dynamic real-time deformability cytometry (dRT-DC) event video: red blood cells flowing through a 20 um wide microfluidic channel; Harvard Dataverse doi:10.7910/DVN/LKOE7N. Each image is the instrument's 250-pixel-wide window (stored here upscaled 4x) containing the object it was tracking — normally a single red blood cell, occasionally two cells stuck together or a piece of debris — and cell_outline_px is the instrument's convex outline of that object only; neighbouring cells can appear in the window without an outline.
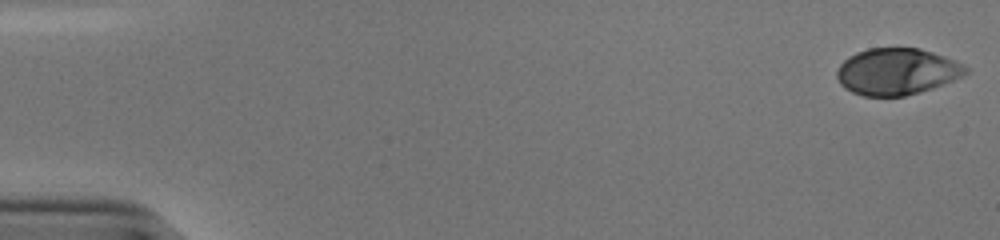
{"species": "human", "species_latin": "Homo sapiens", "temperature_condition": "cold", "stored_images_in_passage": 47, "camera_frame_rate_fps": 3000, "um_per_image_px": 0.085, "donor": {"sex": "male"}, "frame": {"image": 1, "passage_image": 1, "time_ms": 0.0, "image_size_px": [1000, 240], "cell_outline_px": [[968, 72], [952, 80], [932, 88], [920, 92], [904, 96], [864, 96], [852, 92], [844, 88], [840, 84], [836, 76], [836, 72], [840, 64], [848, 56], [856, 52], [868, 48], [920, 48], [956, 60], [964, 64], [968, 68]], "centroid_in_image_um": [76.2, 6.07], "position_along_channel_um": 8.8, "area_um2": 35.03}}
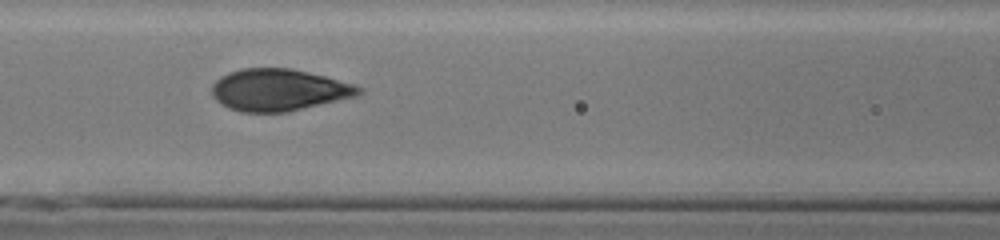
{"frame": {"image": 2, "passage_image": 24, "time_ms": 7.667, "image_size_px": [1000, 240], "cell_outline_px": [[364, 92], [360, 96], [288, 112], [240, 112], [228, 108], [220, 104], [212, 96], [212, 84], [220, 76], [228, 72], [240, 68], [292, 68], [356, 84], [364, 88]], "centroid_in_image_um": [23.73, 7.65], "position_along_channel_um": 142.9, "area_um2": 36.47}}
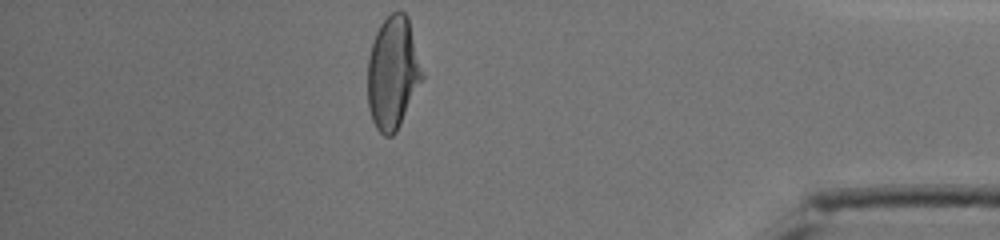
{"frame": {"image": 3, "passage_image": 47, "time_ms": 15.333, "image_size_px": [1000, 240], "cell_outline_px": [[424, 76], [396, 132], [392, 136], [384, 136], [376, 128], [372, 120], [368, 108], [368, 56], [376, 32], [380, 24], [392, 12], [404, 12], [408, 16], [424, 72]], "centroid_in_image_um": [33.39, 6.19], "position_along_channel_um": 401.8, "area_um2": 35.84}, "authors_computed_cell_mechanics": {"area_um2": 35.8938, "velocity_mm_per_s": 3.8461, "shape_relaxation_time_tau1_ms": 5.4911, "shape_relaxation_time_tau2_ms": null, "deformation_change_tau1": 0.2203, "deformation_change_tau2": null}}